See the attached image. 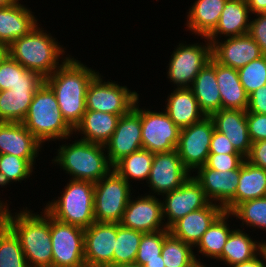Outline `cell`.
<instances>
[{
  "mask_svg": "<svg viewBox=\"0 0 266 267\" xmlns=\"http://www.w3.org/2000/svg\"><path fill=\"white\" fill-rule=\"evenodd\" d=\"M98 73L66 57L44 82L52 89L63 118L74 129L86 112V91Z\"/></svg>",
  "mask_w": 266,
  "mask_h": 267,
  "instance_id": "6da1fadb",
  "label": "cell"
},
{
  "mask_svg": "<svg viewBox=\"0 0 266 267\" xmlns=\"http://www.w3.org/2000/svg\"><path fill=\"white\" fill-rule=\"evenodd\" d=\"M7 226L18 237L29 267H52L50 214L46 210L44 216L27 210L17 216L9 212Z\"/></svg>",
  "mask_w": 266,
  "mask_h": 267,
  "instance_id": "7a4b0ae2",
  "label": "cell"
},
{
  "mask_svg": "<svg viewBox=\"0 0 266 267\" xmlns=\"http://www.w3.org/2000/svg\"><path fill=\"white\" fill-rule=\"evenodd\" d=\"M57 43L52 36L36 26L12 42L6 48V53L24 68L46 79L60 67L58 57L64 50Z\"/></svg>",
  "mask_w": 266,
  "mask_h": 267,
  "instance_id": "3957f363",
  "label": "cell"
},
{
  "mask_svg": "<svg viewBox=\"0 0 266 267\" xmlns=\"http://www.w3.org/2000/svg\"><path fill=\"white\" fill-rule=\"evenodd\" d=\"M22 124L40 143L52 139H66L74 131L63 118L55 94L45 82L34 93Z\"/></svg>",
  "mask_w": 266,
  "mask_h": 267,
  "instance_id": "277c9868",
  "label": "cell"
},
{
  "mask_svg": "<svg viewBox=\"0 0 266 267\" xmlns=\"http://www.w3.org/2000/svg\"><path fill=\"white\" fill-rule=\"evenodd\" d=\"M105 146L83 140L75 141L68 146L62 145L54 160L71 174L75 180L98 182L108 175L113 168L108 156L103 152ZM103 149V150H102Z\"/></svg>",
  "mask_w": 266,
  "mask_h": 267,
  "instance_id": "5b68a950",
  "label": "cell"
},
{
  "mask_svg": "<svg viewBox=\"0 0 266 267\" xmlns=\"http://www.w3.org/2000/svg\"><path fill=\"white\" fill-rule=\"evenodd\" d=\"M94 182L71 179L61 197L48 203L46 210L63 223L87 228L95 222Z\"/></svg>",
  "mask_w": 266,
  "mask_h": 267,
  "instance_id": "8992f818",
  "label": "cell"
},
{
  "mask_svg": "<svg viewBox=\"0 0 266 267\" xmlns=\"http://www.w3.org/2000/svg\"><path fill=\"white\" fill-rule=\"evenodd\" d=\"M130 185L114 169L94 184L96 222L120 223L130 200Z\"/></svg>",
  "mask_w": 266,
  "mask_h": 267,
  "instance_id": "52a82bcc",
  "label": "cell"
},
{
  "mask_svg": "<svg viewBox=\"0 0 266 267\" xmlns=\"http://www.w3.org/2000/svg\"><path fill=\"white\" fill-rule=\"evenodd\" d=\"M52 267H86L84 228L63 223L50 215Z\"/></svg>",
  "mask_w": 266,
  "mask_h": 267,
  "instance_id": "ba28073f",
  "label": "cell"
},
{
  "mask_svg": "<svg viewBox=\"0 0 266 267\" xmlns=\"http://www.w3.org/2000/svg\"><path fill=\"white\" fill-rule=\"evenodd\" d=\"M138 100V94L125 86L104 82L99 73L89 83L86 91V110L101 111L114 115L130 112Z\"/></svg>",
  "mask_w": 266,
  "mask_h": 267,
  "instance_id": "9c48e42d",
  "label": "cell"
},
{
  "mask_svg": "<svg viewBox=\"0 0 266 267\" xmlns=\"http://www.w3.org/2000/svg\"><path fill=\"white\" fill-rule=\"evenodd\" d=\"M134 105V110L141 117V137L143 149L152 153L170 152L176 149L180 129L166 112H151Z\"/></svg>",
  "mask_w": 266,
  "mask_h": 267,
  "instance_id": "30bf717a",
  "label": "cell"
},
{
  "mask_svg": "<svg viewBox=\"0 0 266 267\" xmlns=\"http://www.w3.org/2000/svg\"><path fill=\"white\" fill-rule=\"evenodd\" d=\"M214 129V122L210 116H205L199 122L180 129L176 150L189 173L192 169L205 165L210 154L209 148Z\"/></svg>",
  "mask_w": 266,
  "mask_h": 267,
  "instance_id": "8fae6325",
  "label": "cell"
},
{
  "mask_svg": "<svg viewBox=\"0 0 266 267\" xmlns=\"http://www.w3.org/2000/svg\"><path fill=\"white\" fill-rule=\"evenodd\" d=\"M168 78L177 84L178 88L191 87L194 79L212 57V44L181 45L171 55Z\"/></svg>",
  "mask_w": 266,
  "mask_h": 267,
  "instance_id": "7c38bea8",
  "label": "cell"
},
{
  "mask_svg": "<svg viewBox=\"0 0 266 267\" xmlns=\"http://www.w3.org/2000/svg\"><path fill=\"white\" fill-rule=\"evenodd\" d=\"M117 223L94 222L84 228L86 267H113Z\"/></svg>",
  "mask_w": 266,
  "mask_h": 267,
  "instance_id": "4fadbf2b",
  "label": "cell"
},
{
  "mask_svg": "<svg viewBox=\"0 0 266 267\" xmlns=\"http://www.w3.org/2000/svg\"><path fill=\"white\" fill-rule=\"evenodd\" d=\"M164 202L163 218L167 216L168 222L163 228L167 229L188 213L204 208L210 203L194 176L189 177L179 188L167 193Z\"/></svg>",
  "mask_w": 266,
  "mask_h": 267,
  "instance_id": "5bb4252c",
  "label": "cell"
},
{
  "mask_svg": "<svg viewBox=\"0 0 266 267\" xmlns=\"http://www.w3.org/2000/svg\"><path fill=\"white\" fill-rule=\"evenodd\" d=\"M177 150L154 153L150 174L149 187L158 194H167L179 188L189 177Z\"/></svg>",
  "mask_w": 266,
  "mask_h": 267,
  "instance_id": "9a60e30c",
  "label": "cell"
},
{
  "mask_svg": "<svg viewBox=\"0 0 266 267\" xmlns=\"http://www.w3.org/2000/svg\"><path fill=\"white\" fill-rule=\"evenodd\" d=\"M194 177L202 186L206 198L220 201V206L231 213L235 209V193L239 183L240 167L237 170L217 171L208 167L198 168Z\"/></svg>",
  "mask_w": 266,
  "mask_h": 267,
  "instance_id": "2e32d148",
  "label": "cell"
},
{
  "mask_svg": "<svg viewBox=\"0 0 266 267\" xmlns=\"http://www.w3.org/2000/svg\"><path fill=\"white\" fill-rule=\"evenodd\" d=\"M105 147L108 150V159L113 166L124 156L143 148L141 117L134 109L120 116L116 129Z\"/></svg>",
  "mask_w": 266,
  "mask_h": 267,
  "instance_id": "e0dca14e",
  "label": "cell"
},
{
  "mask_svg": "<svg viewBox=\"0 0 266 267\" xmlns=\"http://www.w3.org/2000/svg\"><path fill=\"white\" fill-rule=\"evenodd\" d=\"M162 202L155 196L147 195L137 200H129L119 224L133 230L149 233L164 230Z\"/></svg>",
  "mask_w": 266,
  "mask_h": 267,
  "instance_id": "ac0fdd59",
  "label": "cell"
},
{
  "mask_svg": "<svg viewBox=\"0 0 266 267\" xmlns=\"http://www.w3.org/2000/svg\"><path fill=\"white\" fill-rule=\"evenodd\" d=\"M262 56L259 45L249 35L229 37L224 43L212 44V57L220 64L236 70Z\"/></svg>",
  "mask_w": 266,
  "mask_h": 267,
  "instance_id": "d6986e66",
  "label": "cell"
},
{
  "mask_svg": "<svg viewBox=\"0 0 266 267\" xmlns=\"http://www.w3.org/2000/svg\"><path fill=\"white\" fill-rule=\"evenodd\" d=\"M41 143L21 122H0V155L26 159L32 166Z\"/></svg>",
  "mask_w": 266,
  "mask_h": 267,
  "instance_id": "ffe728a7",
  "label": "cell"
},
{
  "mask_svg": "<svg viewBox=\"0 0 266 267\" xmlns=\"http://www.w3.org/2000/svg\"><path fill=\"white\" fill-rule=\"evenodd\" d=\"M224 211L220 205L210 202L206 207L192 211L176 221L169 232L192 247L196 246L202 235Z\"/></svg>",
  "mask_w": 266,
  "mask_h": 267,
  "instance_id": "44dd1931",
  "label": "cell"
},
{
  "mask_svg": "<svg viewBox=\"0 0 266 267\" xmlns=\"http://www.w3.org/2000/svg\"><path fill=\"white\" fill-rule=\"evenodd\" d=\"M215 129L223 133L238 153L249 155L252 142L249 137L246 110L220 109L210 116Z\"/></svg>",
  "mask_w": 266,
  "mask_h": 267,
  "instance_id": "7402d4cb",
  "label": "cell"
},
{
  "mask_svg": "<svg viewBox=\"0 0 266 267\" xmlns=\"http://www.w3.org/2000/svg\"><path fill=\"white\" fill-rule=\"evenodd\" d=\"M37 26V20L24 5L15 4L0 8V45L7 48L16 39L28 34Z\"/></svg>",
  "mask_w": 266,
  "mask_h": 267,
  "instance_id": "603a6c76",
  "label": "cell"
},
{
  "mask_svg": "<svg viewBox=\"0 0 266 267\" xmlns=\"http://www.w3.org/2000/svg\"><path fill=\"white\" fill-rule=\"evenodd\" d=\"M249 13L250 10L246 0H227L218 25L205 39L213 44L218 34H226L225 36L229 37L248 34Z\"/></svg>",
  "mask_w": 266,
  "mask_h": 267,
  "instance_id": "cb8c5ba5",
  "label": "cell"
},
{
  "mask_svg": "<svg viewBox=\"0 0 266 267\" xmlns=\"http://www.w3.org/2000/svg\"><path fill=\"white\" fill-rule=\"evenodd\" d=\"M175 89L168 97L165 109L174 124L183 129L202 120L206 115L201 111L192 89L190 87Z\"/></svg>",
  "mask_w": 266,
  "mask_h": 267,
  "instance_id": "d4e9b609",
  "label": "cell"
},
{
  "mask_svg": "<svg viewBox=\"0 0 266 267\" xmlns=\"http://www.w3.org/2000/svg\"><path fill=\"white\" fill-rule=\"evenodd\" d=\"M190 88L198 101L201 111L206 116H211L222 109L215 71V59L213 57L198 73Z\"/></svg>",
  "mask_w": 266,
  "mask_h": 267,
  "instance_id": "484cf974",
  "label": "cell"
},
{
  "mask_svg": "<svg viewBox=\"0 0 266 267\" xmlns=\"http://www.w3.org/2000/svg\"><path fill=\"white\" fill-rule=\"evenodd\" d=\"M215 71L222 109L247 110L248 94L240 82L238 71L216 60Z\"/></svg>",
  "mask_w": 266,
  "mask_h": 267,
  "instance_id": "4316f807",
  "label": "cell"
},
{
  "mask_svg": "<svg viewBox=\"0 0 266 267\" xmlns=\"http://www.w3.org/2000/svg\"><path fill=\"white\" fill-rule=\"evenodd\" d=\"M119 118V115L86 110L73 130L83 132L85 136L81 140L105 146L113 135Z\"/></svg>",
  "mask_w": 266,
  "mask_h": 267,
  "instance_id": "83f0119b",
  "label": "cell"
},
{
  "mask_svg": "<svg viewBox=\"0 0 266 267\" xmlns=\"http://www.w3.org/2000/svg\"><path fill=\"white\" fill-rule=\"evenodd\" d=\"M40 86H19L0 91V122L25 119L34 93Z\"/></svg>",
  "mask_w": 266,
  "mask_h": 267,
  "instance_id": "f1b7e54d",
  "label": "cell"
},
{
  "mask_svg": "<svg viewBox=\"0 0 266 267\" xmlns=\"http://www.w3.org/2000/svg\"><path fill=\"white\" fill-rule=\"evenodd\" d=\"M227 0H197L189 9L187 26L202 37H207L218 25Z\"/></svg>",
  "mask_w": 266,
  "mask_h": 267,
  "instance_id": "f546056e",
  "label": "cell"
},
{
  "mask_svg": "<svg viewBox=\"0 0 266 267\" xmlns=\"http://www.w3.org/2000/svg\"><path fill=\"white\" fill-rule=\"evenodd\" d=\"M266 197V170L246 159L240 166V177L235 193V208L242 202Z\"/></svg>",
  "mask_w": 266,
  "mask_h": 267,
  "instance_id": "4dcf8cb0",
  "label": "cell"
},
{
  "mask_svg": "<svg viewBox=\"0 0 266 267\" xmlns=\"http://www.w3.org/2000/svg\"><path fill=\"white\" fill-rule=\"evenodd\" d=\"M266 247V242L257 243L241 230H232L222 250V261L227 266L252 260Z\"/></svg>",
  "mask_w": 266,
  "mask_h": 267,
  "instance_id": "1f68e13d",
  "label": "cell"
},
{
  "mask_svg": "<svg viewBox=\"0 0 266 267\" xmlns=\"http://www.w3.org/2000/svg\"><path fill=\"white\" fill-rule=\"evenodd\" d=\"M44 78L24 68L7 53L0 60V91L19 86H41Z\"/></svg>",
  "mask_w": 266,
  "mask_h": 267,
  "instance_id": "d6a6232c",
  "label": "cell"
},
{
  "mask_svg": "<svg viewBox=\"0 0 266 267\" xmlns=\"http://www.w3.org/2000/svg\"><path fill=\"white\" fill-rule=\"evenodd\" d=\"M229 215H231V213L224 211L202 235L201 240L196 245L200 253L222 261L223 247L232 232V230L227 227V221H225L228 219Z\"/></svg>",
  "mask_w": 266,
  "mask_h": 267,
  "instance_id": "836d02e7",
  "label": "cell"
},
{
  "mask_svg": "<svg viewBox=\"0 0 266 267\" xmlns=\"http://www.w3.org/2000/svg\"><path fill=\"white\" fill-rule=\"evenodd\" d=\"M154 153L140 149L119 160L113 169L129 183V179L148 180Z\"/></svg>",
  "mask_w": 266,
  "mask_h": 267,
  "instance_id": "e575fe53",
  "label": "cell"
},
{
  "mask_svg": "<svg viewBox=\"0 0 266 267\" xmlns=\"http://www.w3.org/2000/svg\"><path fill=\"white\" fill-rule=\"evenodd\" d=\"M142 234V232L124 227L117 223L113 267L135 262Z\"/></svg>",
  "mask_w": 266,
  "mask_h": 267,
  "instance_id": "d590c367",
  "label": "cell"
},
{
  "mask_svg": "<svg viewBox=\"0 0 266 267\" xmlns=\"http://www.w3.org/2000/svg\"><path fill=\"white\" fill-rule=\"evenodd\" d=\"M161 255L165 267H190L197 259L192 246L169 233L164 238Z\"/></svg>",
  "mask_w": 266,
  "mask_h": 267,
  "instance_id": "8d00e7d4",
  "label": "cell"
},
{
  "mask_svg": "<svg viewBox=\"0 0 266 267\" xmlns=\"http://www.w3.org/2000/svg\"><path fill=\"white\" fill-rule=\"evenodd\" d=\"M0 267H29L18 237L8 226L0 232Z\"/></svg>",
  "mask_w": 266,
  "mask_h": 267,
  "instance_id": "74e56055",
  "label": "cell"
},
{
  "mask_svg": "<svg viewBox=\"0 0 266 267\" xmlns=\"http://www.w3.org/2000/svg\"><path fill=\"white\" fill-rule=\"evenodd\" d=\"M33 166L24 158L11 154L0 155V185L30 177Z\"/></svg>",
  "mask_w": 266,
  "mask_h": 267,
  "instance_id": "f35d334b",
  "label": "cell"
},
{
  "mask_svg": "<svg viewBox=\"0 0 266 267\" xmlns=\"http://www.w3.org/2000/svg\"><path fill=\"white\" fill-rule=\"evenodd\" d=\"M169 233L167 228L158 232L143 233L135 263L144 266L148 261L161 260L164 238Z\"/></svg>",
  "mask_w": 266,
  "mask_h": 267,
  "instance_id": "ab89813d",
  "label": "cell"
},
{
  "mask_svg": "<svg viewBox=\"0 0 266 267\" xmlns=\"http://www.w3.org/2000/svg\"><path fill=\"white\" fill-rule=\"evenodd\" d=\"M247 225L266 230V197L240 203L232 212Z\"/></svg>",
  "mask_w": 266,
  "mask_h": 267,
  "instance_id": "60d3db41",
  "label": "cell"
},
{
  "mask_svg": "<svg viewBox=\"0 0 266 267\" xmlns=\"http://www.w3.org/2000/svg\"><path fill=\"white\" fill-rule=\"evenodd\" d=\"M240 82L249 95L259 87L266 85V55H262L237 70Z\"/></svg>",
  "mask_w": 266,
  "mask_h": 267,
  "instance_id": "b9f144b4",
  "label": "cell"
},
{
  "mask_svg": "<svg viewBox=\"0 0 266 267\" xmlns=\"http://www.w3.org/2000/svg\"><path fill=\"white\" fill-rule=\"evenodd\" d=\"M245 159L241 154H209L205 166L217 171L237 170Z\"/></svg>",
  "mask_w": 266,
  "mask_h": 267,
  "instance_id": "7bdbcfd3",
  "label": "cell"
},
{
  "mask_svg": "<svg viewBox=\"0 0 266 267\" xmlns=\"http://www.w3.org/2000/svg\"><path fill=\"white\" fill-rule=\"evenodd\" d=\"M246 119L251 142L266 140V115L246 110Z\"/></svg>",
  "mask_w": 266,
  "mask_h": 267,
  "instance_id": "ee69618b",
  "label": "cell"
},
{
  "mask_svg": "<svg viewBox=\"0 0 266 267\" xmlns=\"http://www.w3.org/2000/svg\"><path fill=\"white\" fill-rule=\"evenodd\" d=\"M257 16L250 21L248 34L259 45L262 55H266V13H257Z\"/></svg>",
  "mask_w": 266,
  "mask_h": 267,
  "instance_id": "f6af8a7d",
  "label": "cell"
},
{
  "mask_svg": "<svg viewBox=\"0 0 266 267\" xmlns=\"http://www.w3.org/2000/svg\"><path fill=\"white\" fill-rule=\"evenodd\" d=\"M209 152L210 154H240L229 139L216 129L213 131Z\"/></svg>",
  "mask_w": 266,
  "mask_h": 267,
  "instance_id": "bcb514c9",
  "label": "cell"
},
{
  "mask_svg": "<svg viewBox=\"0 0 266 267\" xmlns=\"http://www.w3.org/2000/svg\"><path fill=\"white\" fill-rule=\"evenodd\" d=\"M247 111L266 115V85L248 95Z\"/></svg>",
  "mask_w": 266,
  "mask_h": 267,
  "instance_id": "7dc6e473",
  "label": "cell"
},
{
  "mask_svg": "<svg viewBox=\"0 0 266 267\" xmlns=\"http://www.w3.org/2000/svg\"><path fill=\"white\" fill-rule=\"evenodd\" d=\"M246 160L251 164L266 170V140L253 142Z\"/></svg>",
  "mask_w": 266,
  "mask_h": 267,
  "instance_id": "c3c4849f",
  "label": "cell"
},
{
  "mask_svg": "<svg viewBox=\"0 0 266 267\" xmlns=\"http://www.w3.org/2000/svg\"><path fill=\"white\" fill-rule=\"evenodd\" d=\"M259 253H260L259 255H262L263 260L266 261V247ZM231 266L232 267H266V264H264L262 260L258 259V257L256 256L250 261L237 263Z\"/></svg>",
  "mask_w": 266,
  "mask_h": 267,
  "instance_id": "681fc988",
  "label": "cell"
},
{
  "mask_svg": "<svg viewBox=\"0 0 266 267\" xmlns=\"http://www.w3.org/2000/svg\"><path fill=\"white\" fill-rule=\"evenodd\" d=\"M252 13H266V0H246Z\"/></svg>",
  "mask_w": 266,
  "mask_h": 267,
  "instance_id": "f907efd6",
  "label": "cell"
},
{
  "mask_svg": "<svg viewBox=\"0 0 266 267\" xmlns=\"http://www.w3.org/2000/svg\"><path fill=\"white\" fill-rule=\"evenodd\" d=\"M144 267H165L162 255L161 260L148 261Z\"/></svg>",
  "mask_w": 266,
  "mask_h": 267,
  "instance_id": "816d5d0a",
  "label": "cell"
},
{
  "mask_svg": "<svg viewBox=\"0 0 266 267\" xmlns=\"http://www.w3.org/2000/svg\"><path fill=\"white\" fill-rule=\"evenodd\" d=\"M8 205H3L0 201V218H8L10 210H8Z\"/></svg>",
  "mask_w": 266,
  "mask_h": 267,
  "instance_id": "f5cc1de1",
  "label": "cell"
},
{
  "mask_svg": "<svg viewBox=\"0 0 266 267\" xmlns=\"http://www.w3.org/2000/svg\"><path fill=\"white\" fill-rule=\"evenodd\" d=\"M18 1L19 0H0V8L11 6Z\"/></svg>",
  "mask_w": 266,
  "mask_h": 267,
  "instance_id": "db71d44e",
  "label": "cell"
},
{
  "mask_svg": "<svg viewBox=\"0 0 266 267\" xmlns=\"http://www.w3.org/2000/svg\"><path fill=\"white\" fill-rule=\"evenodd\" d=\"M114 267H144V266L134 262V263H128V264H121V265H117Z\"/></svg>",
  "mask_w": 266,
  "mask_h": 267,
  "instance_id": "11a10c76",
  "label": "cell"
},
{
  "mask_svg": "<svg viewBox=\"0 0 266 267\" xmlns=\"http://www.w3.org/2000/svg\"><path fill=\"white\" fill-rule=\"evenodd\" d=\"M8 218H0V232L7 226Z\"/></svg>",
  "mask_w": 266,
  "mask_h": 267,
  "instance_id": "9f6ffc18",
  "label": "cell"
},
{
  "mask_svg": "<svg viewBox=\"0 0 266 267\" xmlns=\"http://www.w3.org/2000/svg\"><path fill=\"white\" fill-rule=\"evenodd\" d=\"M190 267H206L205 265H203L200 261H198L197 259L194 261V263L190 266Z\"/></svg>",
  "mask_w": 266,
  "mask_h": 267,
  "instance_id": "6f0895ef",
  "label": "cell"
},
{
  "mask_svg": "<svg viewBox=\"0 0 266 267\" xmlns=\"http://www.w3.org/2000/svg\"><path fill=\"white\" fill-rule=\"evenodd\" d=\"M6 54V48L2 45H0V60L2 57Z\"/></svg>",
  "mask_w": 266,
  "mask_h": 267,
  "instance_id": "680465c9",
  "label": "cell"
}]
</instances>
